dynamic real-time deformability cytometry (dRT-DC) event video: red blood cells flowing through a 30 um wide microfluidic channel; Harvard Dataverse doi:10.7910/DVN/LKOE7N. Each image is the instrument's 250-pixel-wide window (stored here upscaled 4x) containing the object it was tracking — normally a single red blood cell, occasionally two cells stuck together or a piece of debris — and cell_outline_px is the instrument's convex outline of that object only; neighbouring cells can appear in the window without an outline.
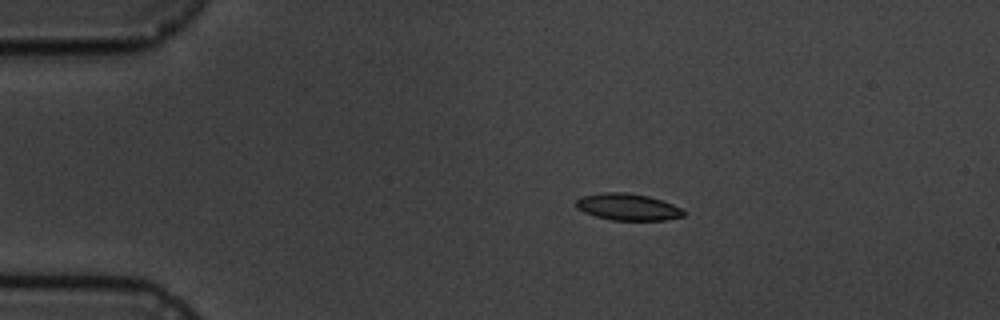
{"species": "common noctule bat (a hibernating species)", "species_latin": "Nyctalus noctula", "temperature_condition": "cold", "stored_images_in_passage": 9, "camera_frame_rate_fps": 3000, "um_per_image_px": 0.085, "animal": {"sex": "male", "body_mass_g": 19.5, "forearm_length_mm": 54.6}, "frame": {"image": 1, "passage_image": 1, "time_ms": 0.0, "image_size_px": [1000, 320], "cell_outline_px": [[684, 216], [664, 220], [612, 220], [596, 216], [584, 212], [576, 208], [576, 200], [580, 196], [600, 192], [628, 192], [648, 196], [672, 204], [680, 208], [684, 212]], "centroid_in_image_um": [53.31, 17.58], "position_along_channel_um": 31.7, "area_um2": 16.76}}
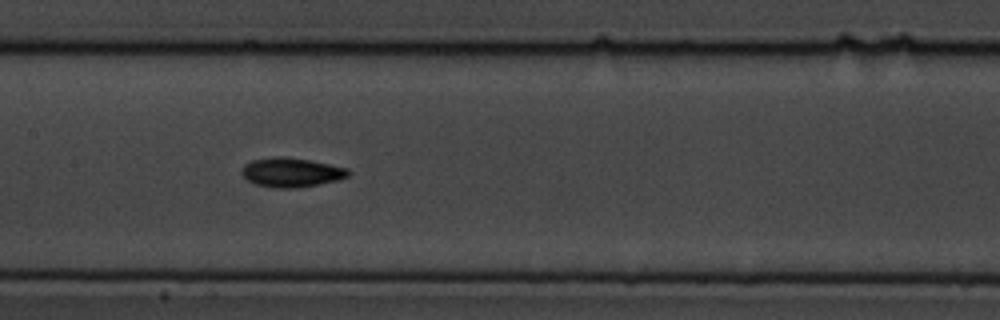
{"frame": {"image": 2, "passage_image": 6, "time_ms": 5.667, "image_size_px": [1000, 320], "cell_outline_px": [[352, 172], [348, 176], [340, 180], [296, 188], [272, 188], [256, 184], [248, 180], [240, 172], [240, 168], [244, 164], [252, 160], [276, 156], [284, 156], [308, 160], [348, 168]], "centroid_in_image_um": [24.75, 14.65], "position_along_channel_um": 182.6, "area_um2": 18.32}}
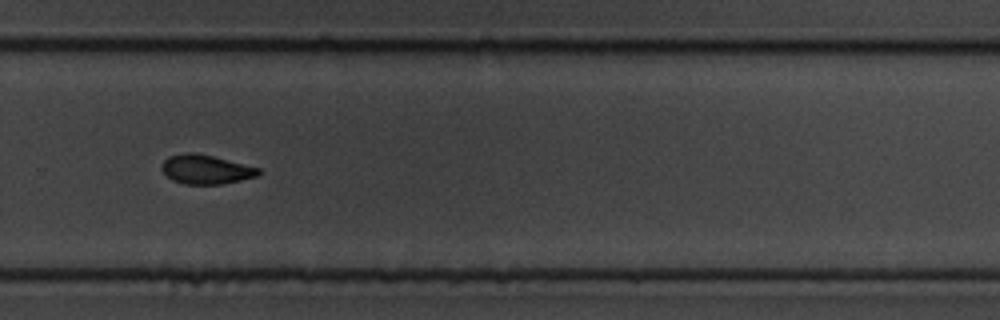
{"frame": {"image": 3, "passage_image": 9, "time_ms": 9.333, "image_size_px": [1000, 320], "cell_outline_px": [[260, 172], [256, 176], [224, 184], [184, 184], [172, 180], [160, 168], [164, 160], [168, 156], [188, 152], [196, 152], [260, 168]], "centroid_in_image_um": [17.47, 14.4], "position_along_channel_um": 312.3, "area_um2": 16.36}}